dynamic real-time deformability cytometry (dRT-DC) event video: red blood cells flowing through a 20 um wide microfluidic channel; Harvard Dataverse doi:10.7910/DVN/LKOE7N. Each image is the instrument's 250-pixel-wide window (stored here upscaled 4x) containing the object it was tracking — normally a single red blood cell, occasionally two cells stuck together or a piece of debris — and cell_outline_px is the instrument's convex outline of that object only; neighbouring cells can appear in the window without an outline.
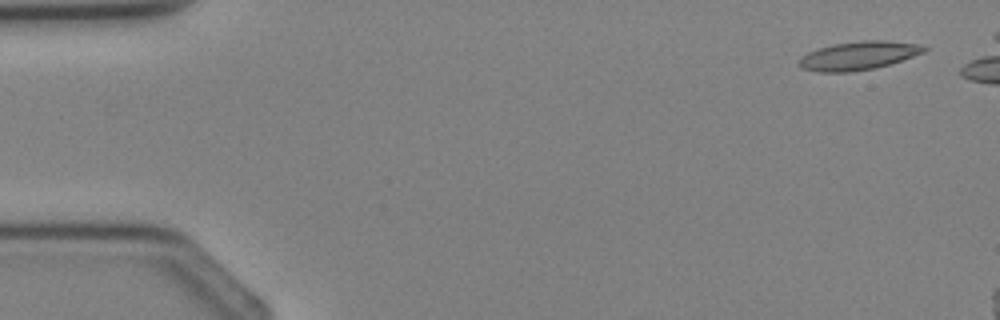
{"species": "Egyptian fruit bat (a non-hibernating species)", "species_latin": "Rousettus aegyptiacus", "temperature_condition": "cold", "stored_images_in_passage": 3, "camera_frame_rate_fps": 3000, "um_per_image_px": 0.085, "animal": {"sex": "female"}, "frame": {"image": 1, "passage_image": 1, "time_ms": 0.0, "image_size_px": [1000, 320], "cell_outline_px": [[928, 48], [924, 52], [876, 68], [848, 72], [820, 72], [800, 68], [800, 60], [808, 52], [832, 44], [864, 40], [884, 40], [920, 44]], "centroid_in_image_um": [72.98, 4.72], "position_along_channel_um": 12.0, "area_um2": 20.46}}